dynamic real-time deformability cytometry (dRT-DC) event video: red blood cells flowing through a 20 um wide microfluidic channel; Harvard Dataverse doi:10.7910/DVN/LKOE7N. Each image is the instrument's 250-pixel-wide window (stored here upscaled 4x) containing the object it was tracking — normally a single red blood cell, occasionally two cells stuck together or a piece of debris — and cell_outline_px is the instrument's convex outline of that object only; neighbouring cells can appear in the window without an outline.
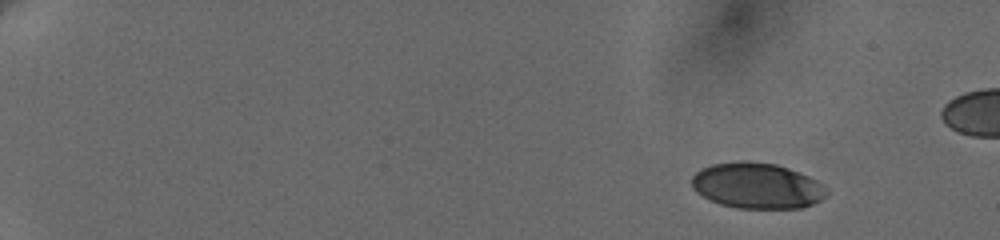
{"species": "human", "species_latin": "Homo sapiens", "temperature_condition": "cold", "stored_images_in_passage": 7, "camera_frame_rate_fps": 3000, "um_per_image_px": 0.085, "donor": {"sex": "female"}, "frame": {"image": 1, "passage_image": 1, "time_ms": 0.0, "image_size_px": [1000, 240], "cell_outline_px": [[824, 196], [820, 200], [804, 208], [736, 208], [720, 204], [696, 192], [692, 188], [692, 176], [700, 168], [712, 164], [740, 160], [776, 164], [788, 168], [808, 176], [816, 180], [820, 184], [824, 192]], "centroid_in_image_um": [64.28, 15.78], "position_along_channel_um": 20.7, "area_um2": 35.66}}